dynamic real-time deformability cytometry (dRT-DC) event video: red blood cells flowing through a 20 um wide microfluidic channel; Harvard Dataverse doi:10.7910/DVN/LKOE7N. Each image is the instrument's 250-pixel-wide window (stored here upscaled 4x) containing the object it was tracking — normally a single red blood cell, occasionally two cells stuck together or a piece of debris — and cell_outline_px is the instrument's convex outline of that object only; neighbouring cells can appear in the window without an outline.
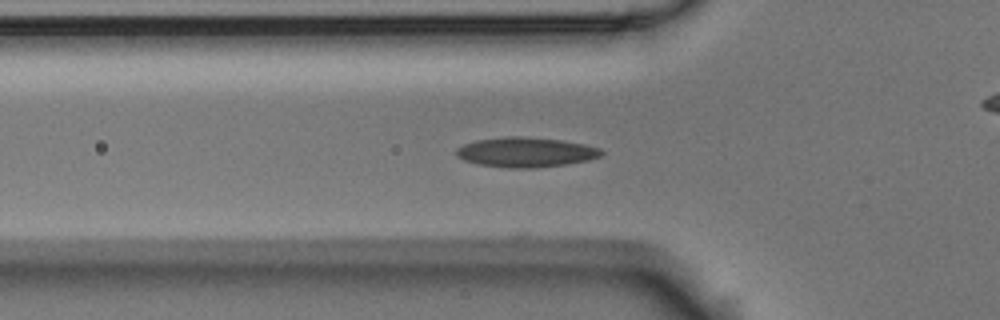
{"species": "Egyptian fruit bat (a non-hibernating species)", "species_latin": "Rousettus aegyptiacus", "temperature_condition": "room temperature", "stored_images_in_passage": 41, "camera_frame_rate_fps": 3000, "um_per_image_px": 0.085, "animal": {"sex": "male"}, "frame": {"image": 1, "passage_image": 2, "time_ms": 0.333, "image_size_px": [1000, 320], "cell_outline_px": [[604, 152], [600, 156], [588, 160], [564, 164], [532, 168], [508, 168], [476, 164], [464, 160], [456, 156], [456, 148], [464, 144], [476, 140], [508, 136], [524, 136], [564, 140], [584, 144], [600, 148]], "centroid_in_image_um": [44.67, 12.93], "position_along_channel_um": 81.1, "area_um2": 25.32}}
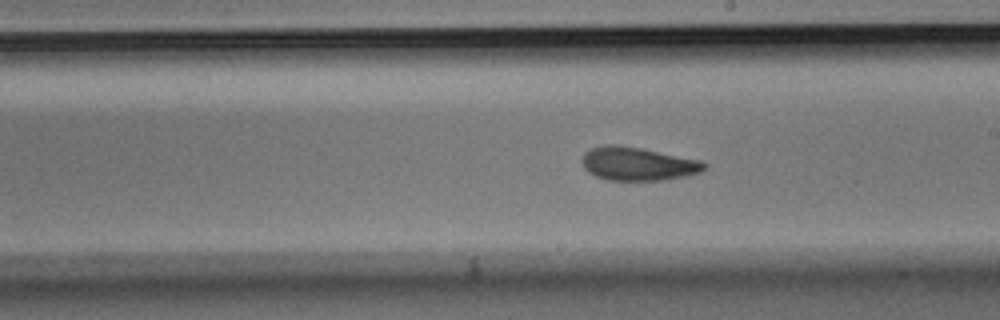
{"frame": {"image": 2, "passage_image": 15, "time_ms": 4.667, "image_size_px": [1000, 320], "cell_outline_px": [[708, 164], [700, 172], [688, 176], [668, 180], [608, 180], [596, 176], [588, 172], [584, 168], [580, 160], [584, 152], [592, 148], [604, 144], [616, 144], [640, 148], [700, 160]], "centroid_in_image_um": [54.19, 13.93], "position_along_channel_um": 234.8, "area_um2": 23.93}}
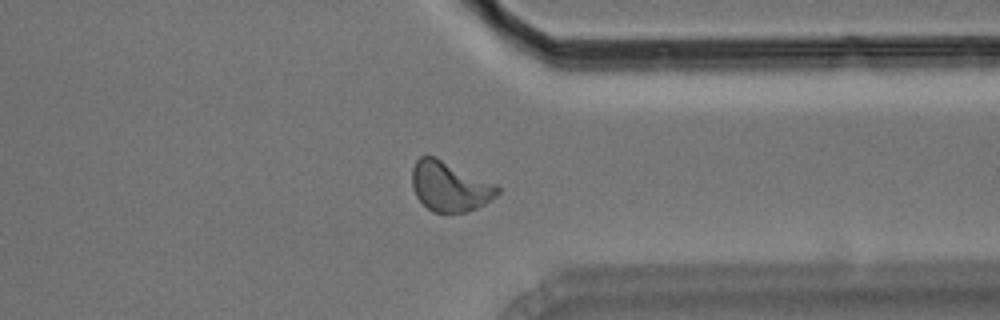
{"frame": {"image": 3, "passage_image": 27, "time_ms": 8.667, "image_size_px": [1000, 320], "cell_outline_px": [[500, 192], [496, 196], [484, 204], [468, 212], [432, 212], [416, 196], [412, 188], [412, 168], [416, 160], [420, 156], [428, 152], [496, 184], [500, 188]], "centroid_in_image_um": [38.2, 15.8], "position_along_channel_um": 373.2, "area_um2": 25.14}, "authors_computed_cell_mechanics": {"area_um2": 23.6402, "velocity_mm_per_s": 3.5261, "shape_relaxation_time_tau1_ms": 7.5251, "shape_relaxation_time_tau2_ms": 2.527, "deformation_change_tau1": 0.1559, "deformation_change_tau2": 0.0856}}